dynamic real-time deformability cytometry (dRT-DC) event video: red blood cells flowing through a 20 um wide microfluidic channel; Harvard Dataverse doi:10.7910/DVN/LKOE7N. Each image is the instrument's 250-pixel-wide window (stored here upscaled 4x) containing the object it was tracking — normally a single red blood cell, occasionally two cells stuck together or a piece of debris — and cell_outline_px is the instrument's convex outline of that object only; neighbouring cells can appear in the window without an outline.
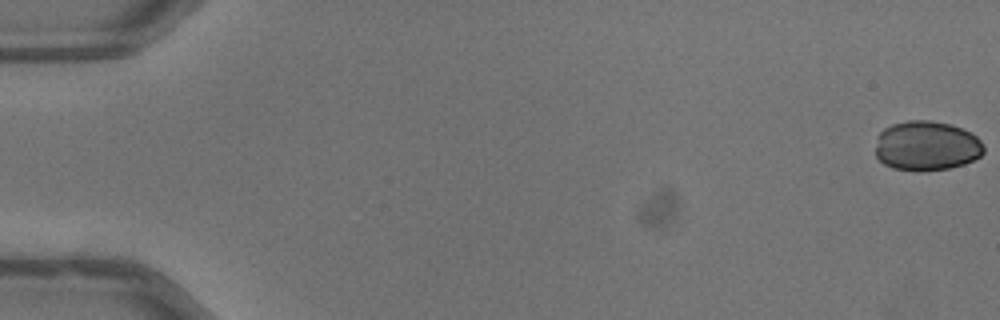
{"species": "common noctule bat (a hibernating species)", "species_latin": "Nyctalus noctula", "temperature_condition": "warm", "stored_images_in_passage": 43, "camera_frame_rate_fps": 3000, "um_per_image_px": 0.085, "animal": {"sex": "male", "body_mass_g": 13.3}, "frame": {"image": 1, "passage_image": 1, "time_ms": 0.0, "image_size_px": [1000, 320], "cell_outline_px": [[984, 152], [980, 156], [964, 164], [948, 168], [920, 172], [916, 172], [892, 168], [884, 164], [876, 156], [876, 136], [884, 128], [892, 124], [908, 120], [928, 120], [948, 124], [972, 132], [980, 140], [984, 148]], "centroid_in_image_um": [78.73, 12.41], "position_along_channel_um": 6.3, "area_um2": 31.62}}
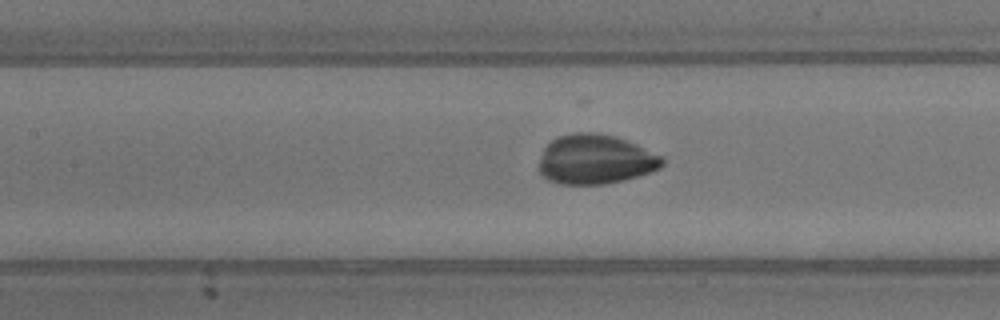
{"frame": {"image": 2, "passage_image": 25, "time_ms": 8.0, "image_size_px": [1000, 320], "cell_outline_px": [[664, 164], [660, 168], [624, 180], [604, 184], [560, 184], [548, 180], [540, 172], [540, 160], [544, 148], [552, 140], [560, 136], [576, 132], [596, 132], [616, 136], [636, 144], [664, 156]], "centroid_in_image_um": [50.63, 13.54], "position_along_channel_um": 156.8, "area_um2": 35.55}}
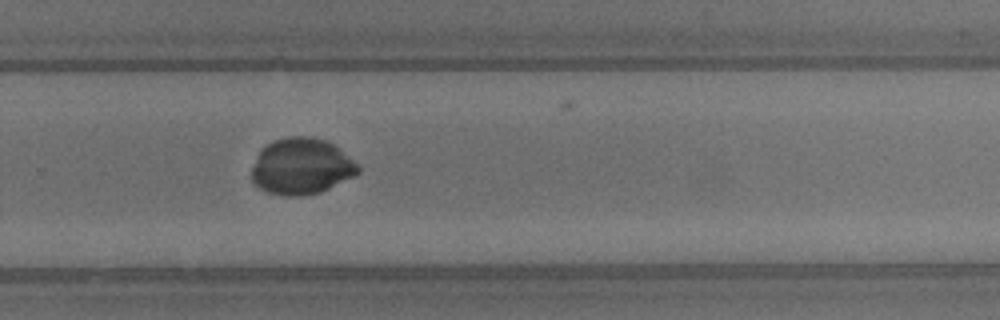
{"frame": {"image": 3, "passage_image": 36, "time_ms": 11.667, "image_size_px": [1000, 320], "cell_outline_px": [[360, 172], [356, 176], [320, 192], [304, 196], [284, 196], [268, 192], [260, 188], [252, 180], [252, 168], [260, 152], [268, 144], [276, 140], [292, 136], [312, 136], [328, 140], [352, 160], [360, 168]], "centroid_in_image_um": [25.65, 14.16], "position_along_channel_um": 304.2, "area_um2": 34.62}}